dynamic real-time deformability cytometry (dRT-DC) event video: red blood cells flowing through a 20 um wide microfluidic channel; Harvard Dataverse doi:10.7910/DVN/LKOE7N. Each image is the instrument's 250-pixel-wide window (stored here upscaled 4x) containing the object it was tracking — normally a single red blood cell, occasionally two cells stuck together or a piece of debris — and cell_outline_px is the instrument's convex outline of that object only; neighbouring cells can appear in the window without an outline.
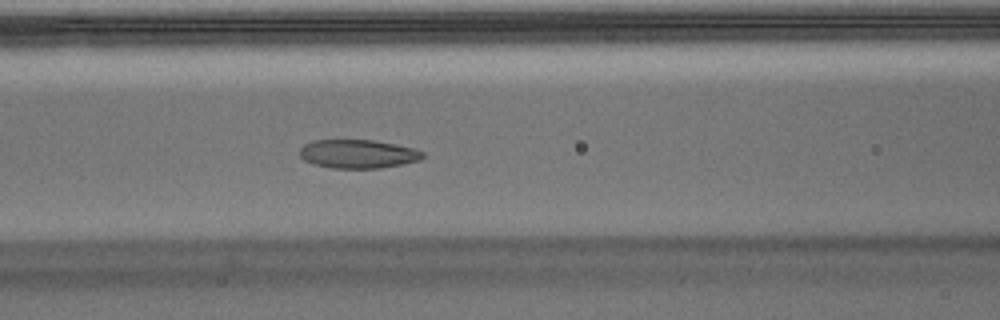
{"species": "Egyptian fruit bat (a non-hibernating species)", "species_latin": "Rousettus aegyptiacus", "temperature_condition": "warm", "stored_images_in_passage": 47, "camera_frame_rate_fps": 3000, "um_per_image_px": 0.085, "animal": {"sex": "male"}, "frame": {"image": 1, "passage_image": 20, "time_ms": 6.333, "image_size_px": [1000, 320], "cell_outline_px": [[424, 156], [420, 160], [404, 164], [380, 168], [332, 168], [312, 164], [304, 160], [300, 156], [300, 148], [304, 144], [312, 140], [372, 140], [412, 148], [424, 152]], "centroid_in_image_um": [30.4, 13.09], "position_along_channel_um": 136.2, "area_um2": 20.52}}
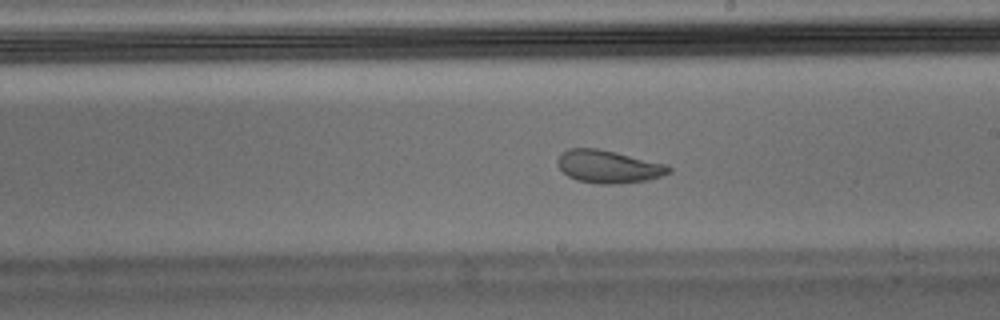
{"frame": {"image": 2, "passage_image": 27, "time_ms": 8.667, "image_size_px": [1000, 320], "cell_outline_px": [[672, 172], [648, 180], [620, 184], [596, 184], [576, 180], [568, 176], [556, 164], [556, 160], [560, 152], [568, 148], [596, 148], [616, 152], [668, 164], [672, 168]], "centroid_in_image_um": [51.71, 14.16], "position_along_channel_um": 237.3, "area_um2": 21.62}}
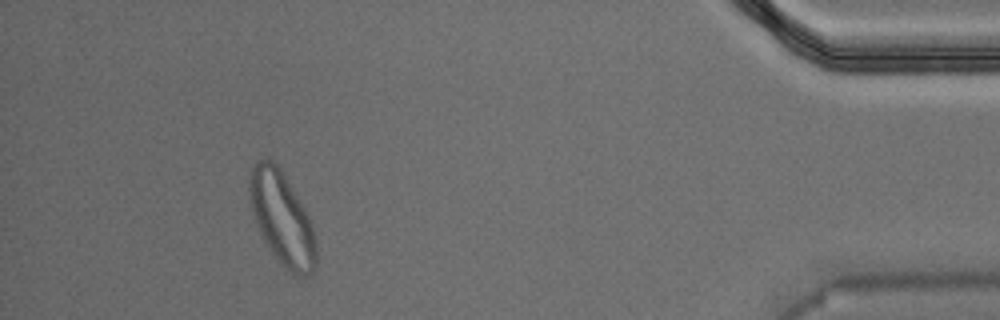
{"frame": {"image": 3, "passage_image": 43, "time_ms": 14.0, "image_size_px": [1000, 320], "cell_outline_px": [[316, 268], [312, 272], [304, 276], [300, 276], [292, 272], [272, 252], [264, 240], [256, 224], [252, 208], [248, 188], [252, 168], [256, 160], [268, 156], [276, 164], [284, 176], [304, 208], [308, 216], [312, 228], [316, 244]], "centroid_in_image_um": [23.96, 18.53], "position_along_channel_um": 411.2, "area_um2": 35.14}}